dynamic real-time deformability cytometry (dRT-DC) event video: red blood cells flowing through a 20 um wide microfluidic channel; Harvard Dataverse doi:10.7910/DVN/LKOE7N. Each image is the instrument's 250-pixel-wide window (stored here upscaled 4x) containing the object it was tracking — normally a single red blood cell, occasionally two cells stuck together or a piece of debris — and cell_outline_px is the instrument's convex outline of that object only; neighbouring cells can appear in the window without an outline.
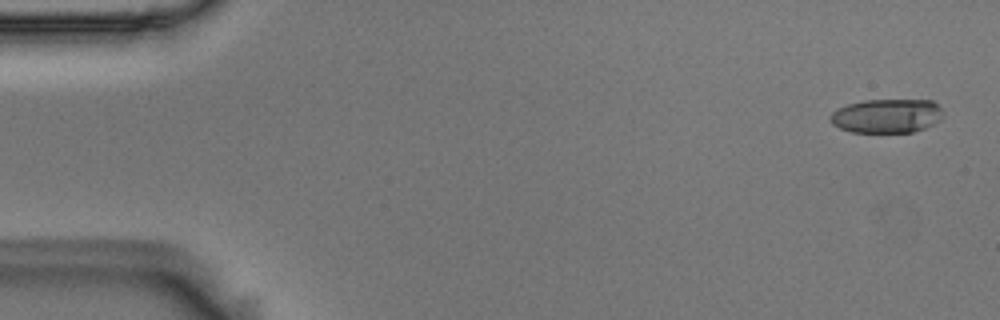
{"species": "Egyptian fruit bat (a non-hibernating species)", "species_latin": "Rousettus aegyptiacus", "temperature_condition": "room temperature", "stored_images_in_passage": 5, "camera_frame_rate_fps": 3000, "um_per_image_px": 0.085, "animal": {"sex": "male"}, "frame": {"image": 1, "passage_image": 1, "time_ms": 0.0, "image_size_px": [1000, 320], "cell_outline_px": [[944, 116], [940, 120], [924, 128], [912, 132], [852, 132], [840, 128], [832, 124], [828, 116], [836, 108], [848, 104], [864, 100], [932, 100], [940, 108]], "centroid_in_image_um": [75.34, 9.84], "position_along_channel_um": 9.7, "area_um2": 22.43}}
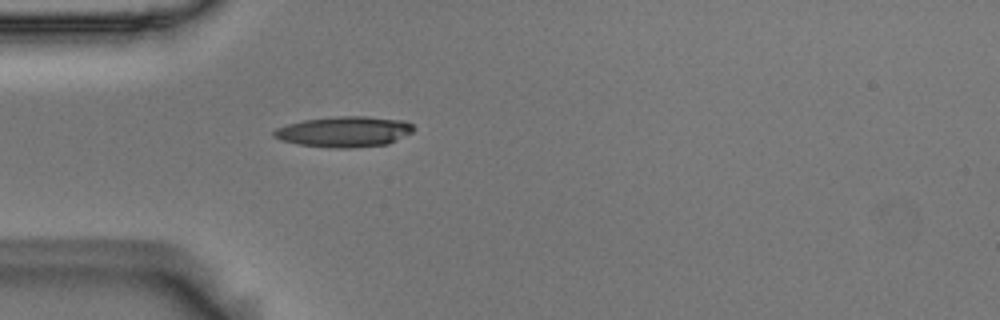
{"frame": {"image": 2, "passage_image": 5, "time_ms": 1.333, "image_size_px": [1000, 320], "cell_outline_px": [[416, 128], [412, 132], [388, 144], [352, 148], [332, 148], [300, 144], [280, 140], [272, 136], [272, 132], [276, 128], [288, 124], [304, 120], [340, 116], [364, 116], [404, 120], [412, 124]], "centroid_in_image_um": [29.27, 11.19], "position_along_channel_um": 55.7, "area_um2": 24.91}}